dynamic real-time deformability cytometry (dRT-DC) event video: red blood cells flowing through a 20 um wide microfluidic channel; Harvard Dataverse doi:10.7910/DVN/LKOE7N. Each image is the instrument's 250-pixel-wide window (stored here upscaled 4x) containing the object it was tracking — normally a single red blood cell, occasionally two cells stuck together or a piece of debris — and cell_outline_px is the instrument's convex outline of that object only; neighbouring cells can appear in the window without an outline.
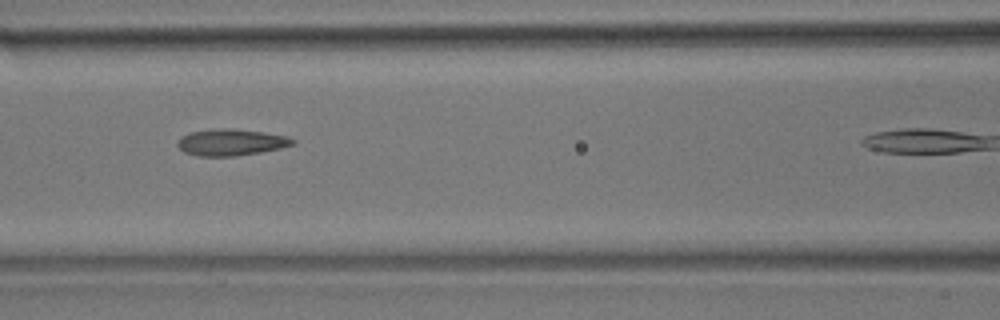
{"species": "common noctule bat (a hibernating species)", "species_latin": "Nyctalus noctula", "temperature_condition": "room temperature", "stored_images_in_passage": 6, "camera_frame_rate_fps": 3000, "um_per_image_px": 0.085, "animal": {"sex": "male", "body_mass_g": 17.9}, "frame": {"image": 1, "passage_image": 5, "time_ms": 1.333, "image_size_px": [1000, 320], "cell_outline_px": [[296, 144], [280, 148], [260, 152], [236, 156], [200, 156], [184, 152], [176, 144], [180, 136], [192, 132], [224, 128], [264, 132], [288, 136], [296, 140]], "centroid_in_image_um": [19.67, 12.1], "position_along_channel_um": 146.9, "area_um2": 17.69}}